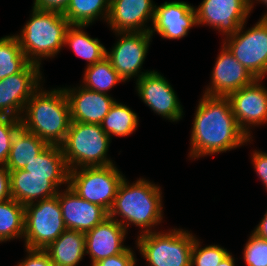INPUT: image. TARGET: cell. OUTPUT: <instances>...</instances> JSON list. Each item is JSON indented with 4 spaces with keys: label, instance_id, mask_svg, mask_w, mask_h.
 <instances>
[{
    "label": "cell",
    "instance_id": "obj_4",
    "mask_svg": "<svg viewBox=\"0 0 267 266\" xmlns=\"http://www.w3.org/2000/svg\"><path fill=\"white\" fill-rule=\"evenodd\" d=\"M69 26L62 13L33 8L30 20L15 36L27 60L40 66L42 58H54L62 49Z\"/></svg>",
    "mask_w": 267,
    "mask_h": 266
},
{
    "label": "cell",
    "instance_id": "obj_8",
    "mask_svg": "<svg viewBox=\"0 0 267 266\" xmlns=\"http://www.w3.org/2000/svg\"><path fill=\"white\" fill-rule=\"evenodd\" d=\"M66 229L58 194L25 206V248L44 250Z\"/></svg>",
    "mask_w": 267,
    "mask_h": 266
},
{
    "label": "cell",
    "instance_id": "obj_16",
    "mask_svg": "<svg viewBox=\"0 0 267 266\" xmlns=\"http://www.w3.org/2000/svg\"><path fill=\"white\" fill-rule=\"evenodd\" d=\"M58 201L67 229L86 233L109 217L106 209L81 198L68 185L58 191Z\"/></svg>",
    "mask_w": 267,
    "mask_h": 266
},
{
    "label": "cell",
    "instance_id": "obj_28",
    "mask_svg": "<svg viewBox=\"0 0 267 266\" xmlns=\"http://www.w3.org/2000/svg\"><path fill=\"white\" fill-rule=\"evenodd\" d=\"M138 116L125 104L115 101L109 113L100 123L104 132L110 136H128L138 127Z\"/></svg>",
    "mask_w": 267,
    "mask_h": 266
},
{
    "label": "cell",
    "instance_id": "obj_38",
    "mask_svg": "<svg viewBox=\"0 0 267 266\" xmlns=\"http://www.w3.org/2000/svg\"><path fill=\"white\" fill-rule=\"evenodd\" d=\"M10 198V171L6 166L0 165V202Z\"/></svg>",
    "mask_w": 267,
    "mask_h": 266
},
{
    "label": "cell",
    "instance_id": "obj_23",
    "mask_svg": "<svg viewBox=\"0 0 267 266\" xmlns=\"http://www.w3.org/2000/svg\"><path fill=\"white\" fill-rule=\"evenodd\" d=\"M44 250L54 266H77L86 254L85 233L66 229Z\"/></svg>",
    "mask_w": 267,
    "mask_h": 266
},
{
    "label": "cell",
    "instance_id": "obj_20",
    "mask_svg": "<svg viewBox=\"0 0 267 266\" xmlns=\"http://www.w3.org/2000/svg\"><path fill=\"white\" fill-rule=\"evenodd\" d=\"M63 89L70 106L71 121L100 125L115 102L108 94L87 89L82 85L78 88Z\"/></svg>",
    "mask_w": 267,
    "mask_h": 266
},
{
    "label": "cell",
    "instance_id": "obj_32",
    "mask_svg": "<svg viewBox=\"0 0 267 266\" xmlns=\"http://www.w3.org/2000/svg\"><path fill=\"white\" fill-rule=\"evenodd\" d=\"M20 127L19 118L0 116V165L5 166L11 149L13 134Z\"/></svg>",
    "mask_w": 267,
    "mask_h": 266
},
{
    "label": "cell",
    "instance_id": "obj_25",
    "mask_svg": "<svg viewBox=\"0 0 267 266\" xmlns=\"http://www.w3.org/2000/svg\"><path fill=\"white\" fill-rule=\"evenodd\" d=\"M86 25H70L65 34L64 45H68L77 56L84 58L88 64H95L106 57V48L98 38H91L82 28Z\"/></svg>",
    "mask_w": 267,
    "mask_h": 266
},
{
    "label": "cell",
    "instance_id": "obj_21",
    "mask_svg": "<svg viewBox=\"0 0 267 266\" xmlns=\"http://www.w3.org/2000/svg\"><path fill=\"white\" fill-rule=\"evenodd\" d=\"M59 189L49 176L30 175L23 169L10 171L11 197L24 206L58 194Z\"/></svg>",
    "mask_w": 267,
    "mask_h": 266
},
{
    "label": "cell",
    "instance_id": "obj_15",
    "mask_svg": "<svg viewBox=\"0 0 267 266\" xmlns=\"http://www.w3.org/2000/svg\"><path fill=\"white\" fill-rule=\"evenodd\" d=\"M255 79L223 44L212 71L211 86L206 88L204 95L227 97Z\"/></svg>",
    "mask_w": 267,
    "mask_h": 266
},
{
    "label": "cell",
    "instance_id": "obj_19",
    "mask_svg": "<svg viewBox=\"0 0 267 266\" xmlns=\"http://www.w3.org/2000/svg\"><path fill=\"white\" fill-rule=\"evenodd\" d=\"M127 230L115 219L107 217L92 230L85 233L86 254L91 263L123 253L128 247L123 245Z\"/></svg>",
    "mask_w": 267,
    "mask_h": 266
},
{
    "label": "cell",
    "instance_id": "obj_10",
    "mask_svg": "<svg viewBox=\"0 0 267 266\" xmlns=\"http://www.w3.org/2000/svg\"><path fill=\"white\" fill-rule=\"evenodd\" d=\"M120 39L106 57L124 81L134 76L140 79L151 71L140 72L152 35L150 32H116Z\"/></svg>",
    "mask_w": 267,
    "mask_h": 266
},
{
    "label": "cell",
    "instance_id": "obj_2",
    "mask_svg": "<svg viewBox=\"0 0 267 266\" xmlns=\"http://www.w3.org/2000/svg\"><path fill=\"white\" fill-rule=\"evenodd\" d=\"M20 122L24 129L48 144L61 145L71 124L70 106L64 89L43 91V87H39L27 101Z\"/></svg>",
    "mask_w": 267,
    "mask_h": 266
},
{
    "label": "cell",
    "instance_id": "obj_31",
    "mask_svg": "<svg viewBox=\"0 0 267 266\" xmlns=\"http://www.w3.org/2000/svg\"><path fill=\"white\" fill-rule=\"evenodd\" d=\"M229 252L219 245L200 246V241L195 237L192 253L191 266H216Z\"/></svg>",
    "mask_w": 267,
    "mask_h": 266
},
{
    "label": "cell",
    "instance_id": "obj_6",
    "mask_svg": "<svg viewBox=\"0 0 267 266\" xmlns=\"http://www.w3.org/2000/svg\"><path fill=\"white\" fill-rule=\"evenodd\" d=\"M195 236L183 229L150 232L138 236L137 249L148 266H191Z\"/></svg>",
    "mask_w": 267,
    "mask_h": 266
},
{
    "label": "cell",
    "instance_id": "obj_5",
    "mask_svg": "<svg viewBox=\"0 0 267 266\" xmlns=\"http://www.w3.org/2000/svg\"><path fill=\"white\" fill-rule=\"evenodd\" d=\"M110 140L99 124L71 121L66 138L60 145L68 169L113 164L107 157Z\"/></svg>",
    "mask_w": 267,
    "mask_h": 266
},
{
    "label": "cell",
    "instance_id": "obj_37",
    "mask_svg": "<svg viewBox=\"0 0 267 266\" xmlns=\"http://www.w3.org/2000/svg\"><path fill=\"white\" fill-rule=\"evenodd\" d=\"M70 0H34L33 8L63 13Z\"/></svg>",
    "mask_w": 267,
    "mask_h": 266
},
{
    "label": "cell",
    "instance_id": "obj_9",
    "mask_svg": "<svg viewBox=\"0 0 267 266\" xmlns=\"http://www.w3.org/2000/svg\"><path fill=\"white\" fill-rule=\"evenodd\" d=\"M244 25L235 34L227 36L223 44L249 73L262 80L267 74V12L245 32Z\"/></svg>",
    "mask_w": 267,
    "mask_h": 266
},
{
    "label": "cell",
    "instance_id": "obj_33",
    "mask_svg": "<svg viewBox=\"0 0 267 266\" xmlns=\"http://www.w3.org/2000/svg\"><path fill=\"white\" fill-rule=\"evenodd\" d=\"M243 257L247 266H267V240L252 233L244 247Z\"/></svg>",
    "mask_w": 267,
    "mask_h": 266
},
{
    "label": "cell",
    "instance_id": "obj_41",
    "mask_svg": "<svg viewBox=\"0 0 267 266\" xmlns=\"http://www.w3.org/2000/svg\"><path fill=\"white\" fill-rule=\"evenodd\" d=\"M256 1L264 3L267 6V0H256ZM253 3H254L253 0H250V10H252L253 8Z\"/></svg>",
    "mask_w": 267,
    "mask_h": 266
},
{
    "label": "cell",
    "instance_id": "obj_14",
    "mask_svg": "<svg viewBox=\"0 0 267 266\" xmlns=\"http://www.w3.org/2000/svg\"><path fill=\"white\" fill-rule=\"evenodd\" d=\"M260 80L255 79L251 84L227 96L239 127L250 138V126L267 122V89L260 84Z\"/></svg>",
    "mask_w": 267,
    "mask_h": 266
},
{
    "label": "cell",
    "instance_id": "obj_11",
    "mask_svg": "<svg viewBox=\"0 0 267 266\" xmlns=\"http://www.w3.org/2000/svg\"><path fill=\"white\" fill-rule=\"evenodd\" d=\"M40 66L28 63L19 73L0 80V116L21 118L27 101L40 87Z\"/></svg>",
    "mask_w": 267,
    "mask_h": 266
},
{
    "label": "cell",
    "instance_id": "obj_7",
    "mask_svg": "<svg viewBox=\"0 0 267 266\" xmlns=\"http://www.w3.org/2000/svg\"><path fill=\"white\" fill-rule=\"evenodd\" d=\"M123 174L115 164L69 170L68 186L81 198L111 210Z\"/></svg>",
    "mask_w": 267,
    "mask_h": 266
},
{
    "label": "cell",
    "instance_id": "obj_18",
    "mask_svg": "<svg viewBox=\"0 0 267 266\" xmlns=\"http://www.w3.org/2000/svg\"><path fill=\"white\" fill-rule=\"evenodd\" d=\"M155 7L152 0H110L107 23L115 33L150 32L145 23H153Z\"/></svg>",
    "mask_w": 267,
    "mask_h": 266
},
{
    "label": "cell",
    "instance_id": "obj_24",
    "mask_svg": "<svg viewBox=\"0 0 267 266\" xmlns=\"http://www.w3.org/2000/svg\"><path fill=\"white\" fill-rule=\"evenodd\" d=\"M49 144L22 126L13 134L10 153L5 164L9 171L24 169Z\"/></svg>",
    "mask_w": 267,
    "mask_h": 266
},
{
    "label": "cell",
    "instance_id": "obj_17",
    "mask_svg": "<svg viewBox=\"0 0 267 266\" xmlns=\"http://www.w3.org/2000/svg\"><path fill=\"white\" fill-rule=\"evenodd\" d=\"M152 24V36L157 32L166 39H180L197 25L196 12L191 4L184 1L164 2L160 6L156 5Z\"/></svg>",
    "mask_w": 267,
    "mask_h": 266
},
{
    "label": "cell",
    "instance_id": "obj_27",
    "mask_svg": "<svg viewBox=\"0 0 267 266\" xmlns=\"http://www.w3.org/2000/svg\"><path fill=\"white\" fill-rule=\"evenodd\" d=\"M25 206L13 198L0 202V243L24 236Z\"/></svg>",
    "mask_w": 267,
    "mask_h": 266
},
{
    "label": "cell",
    "instance_id": "obj_39",
    "mask_svg": "<svg viewBox=\"0 0 267 266\" xmlns=\"http://www.w3.org/2000/svg\"><path fill=\"white\" fill-rule=\"evenodd\" d=\"M252 233L262 239L267 240V211L255 230L252 231Z\"/></svg>",
    "mask_w": 267,
    "mask_h": 266
},
{
    "label": "cell",
    "instance_id": "obj_26",
    "mask_svg": "<svg viewBox=\"0 0 267 266\" xmlns=\"http://www.w3.org/2000/svg\"><path fill=\"white\" fill-rule=\"evenodd\" d=\"M110 11V0H70L62 13L70 25H86L104 17L107 21Z\"/></svg>",
    "mask_w": 267,
    "mask_h": 266
},
{
    "label": "cell",
    "instance_id": "obj_35",
    "mask_svg": "<svg viewBox=\"0 0 267 266\" xmlns=\"http://www.w3.org/2000/svg\"><path fill=\"white\" fill-rule=\"evenodd\" d=\"M26 252L28 254L26 259L18 263L17 266H54L45 250L26 248Z\"/></svg>",
    "mask_w": 267,
    "mask_h": 266
},
{
    "label": "cell",
    "instance_id": "obj_40",
    "mask_svg": "<svg viewBox=\"0 0 267 266\" xmlns=\"http://www.w3.org/2000/svg\"><path fill=\"white\" fill-rule=\"evenodd\" d=\"M235 259L233 258L232 254L229 253L223 260L216 266H235Z\"/></svg>",
    "mask_w": 267,
    "mask_h": 266
},
{
    "label": "cell",
    "instance_id": "obj_12",
    "mask_svg": "<svg viewBox=\"0 0 267 266\" xmlns=\"http://www.w3.org/2000/svg\"><path fill=\"white\" fill-rule=\"evenodd\" d=\"M194 9L197 25L206 24L226 36L235 34L251 12L250 0H203Z\"/></svg>",
    "mask_w": 267,
    "mask_h": 266
},
{
    "label": "cell",
    "instance_id": "obj_34",
    "mask_svg": "<svg viewBox=\"0 0 267 266\" xmlns=\"http://www.w3.org/2000/svg\"><path fill=\"white\" fill-rule=\"evenodd\" d=\"M136 261L133 250L128 247L123 253L102 259L92 266H135Z\"/></svg>",
    "mask_w": 267,
    "mask_h": 266
},
{
    "label": "cell",
    "instance_id": "obj_22",
    "mask_svg": "<svg viewBox=\"0 0 267 266\" xmlns=\"http://www.w3.org/2000/svg\"><path fill=\"white\" fill-rule=\"evenodd\" d=\"M23 170L30 175L49 176V180L58 189L61 184L68 185L69 169L60 145L49 144Z\"/></svg>",
    "mask_w": 267,
    "mask_h": 266
},
{
    "label": "cell",
    "instance_id": "obj_36",
    "mask_svg": "<svg viewBox=\"0 0 267 266\" xmlns=\"http://www.w3.org/2000/svg\"><path fill=\"white\" fill-rule=\"evenodd\" d=\"M252 153V162L255 168V171L263 184L267 189V153L262 151H253Z\"/></svg>",
    "mask_w": 267,
    "mask_h": 266
},
{
    "label": "cell",
    "instance_id": "obj_1",
    "mask_svg": "<svg viewBox=\"0 0 267 266\" xmlns=\"http://www.w3.org/2000/svg\"><path fill=\"white\" fill-rule=\"evenodd\" d=\"M250 140L239 127L227 97L202 96L191 131V159L226 152Z\"/></svg>",
    "mask_w": 267,
    "mask_h": 266
},
{
    "label": "cell",
    "instance_id": "obj_30",
    "mask_svg": "<svg viewBox=\"0 0 267 266\" xmlns=\"http://www.w3.org/2000/svg\"><path fill=\"white\" fill-rule=\"evenodd\" d=\"M28 63L15 35L0 38V80L19 73Z\"/></svg>",
    "mask_w": 267,
    "mask_h": 266
},
{
    "label": "cell",
    "instance_id": "obj_13",
    "mask_svg": "<svg viewBox=\"0 0 267 266\" xmlns=\"http://www.w3.org/2000/svg\"><path fill=\"white\" fill-rule=\"evenodd\" d=\"M138 96L156 114L170 121H178L183 116V108L178 97L165 77L153 70L137 79Z\"/></svg>",
    "mask_w": 267,
    "mask_h": 266
},
{
    "label": "cell",
    "instance_id": "obj_29",
    "mask_svg": "<svg viewBox=\"0 0 267 266\" xmlns=\"http://www.w3.org/2000/svg\"><path fill=\"white\" fill-rule=\"evenodd\" d=\"M84 72L83 87L99 93L108 94L107 91L117 83L125 82L107 57L86 67Z\"/></svg>",
    "mask_w": 267,
    "mask_h": 266
},
{
    "label": "cell",
    "instance_id": "obj_3",
    "mask_svg": "<svg viewBox=\"0 0 267 266\" xmlns=\"http://www.w3.org/2000/svg\"><path fill=\"white\" fill-rule=\"evenodd\" d=\"M126 180L124 177L118 187L109 217L115 219L125 229L134 224L144 230L140 232L141 235L150 233L152 227L163 220L161 189L144 178L132 184ZM116 215L117 217L120 215L122 219L118 220Z\"/></svg>",
    "mask_w": 267,
    "mask_h": 266
}]
</instances>
